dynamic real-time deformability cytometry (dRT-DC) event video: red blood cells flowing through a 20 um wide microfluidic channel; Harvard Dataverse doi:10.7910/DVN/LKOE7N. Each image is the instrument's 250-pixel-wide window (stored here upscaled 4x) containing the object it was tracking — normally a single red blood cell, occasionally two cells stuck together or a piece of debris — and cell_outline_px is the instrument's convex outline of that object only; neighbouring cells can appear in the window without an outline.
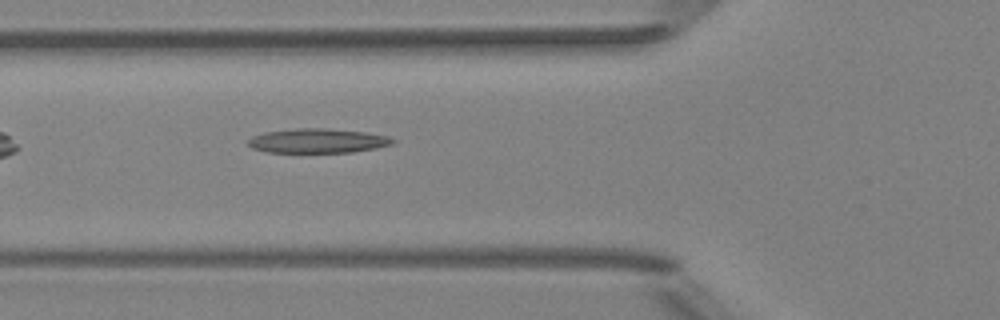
{"species": "Egyptian fruit bat (a non-hibernating species)", "species_latin": "Rousettus aegyptiacus", "temperature_condition": "room temperature", "stored_images_in_passage": 37, "camera_frame_rate_fps": 3000, "um_per_image_px": 0.085, "animal": {"sex": "female"}, "frame": {"image": 1, "passage_image": 5, "time_ms": 1.333, "image_size_px": [1000, 320], "cell_outline_px": [[396, 140], [392, 144], [376, 148], [352, 152], [268, 152], [252, 148], [248, 144], [248, 140], [252, 136], [264, 132], [296, 128], [324, 128], [364, 132], [388, 136]], "centroid_in_image_um": [26.99, 11.96], "position_along_channel_um": 98.8, "area_um2": 20.46}}
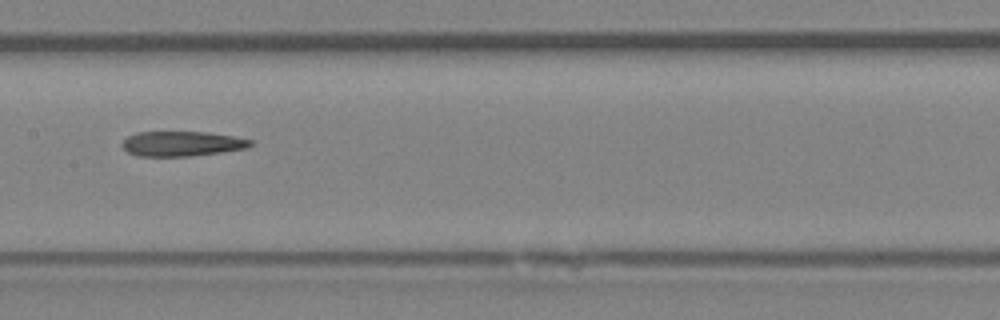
{"frame": {"image": 2, "passage_image": 12, "time_ms": 3.667, "image_size_px": [1000, 320], "cell_outline_px": [[256, 144], [248, 148], [220, 152], [188, 156], [136, 156], [128, 152], [120, 144], [128, 136], [136, 132], [208, 132], [232, 136], [252, 140]], "centroid_in_image_um": [15.47, 12.21], "position_along_channel_um": 191.9, "area_um2": 18.67}}
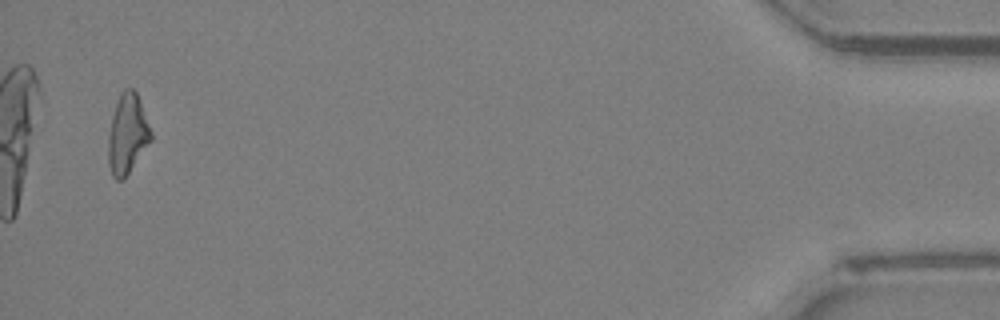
{"frame": {"image": 3, "passage_image": 36, "time_ms": 11.667, "image_size_px": [1000, 320], "cell_outline_px": [[152, 140], [124, 180], [116, 180], [112, 176], [108, 164], [108, 136], [112, 116], [116, 100], [120, 92], [124, 88], [132, 88], [136, 92], [152, 132]], "centroid_in_image_um": [10.82, 11.41], "position_along_channel_um": 424.4, "area_um2": 20.06}}